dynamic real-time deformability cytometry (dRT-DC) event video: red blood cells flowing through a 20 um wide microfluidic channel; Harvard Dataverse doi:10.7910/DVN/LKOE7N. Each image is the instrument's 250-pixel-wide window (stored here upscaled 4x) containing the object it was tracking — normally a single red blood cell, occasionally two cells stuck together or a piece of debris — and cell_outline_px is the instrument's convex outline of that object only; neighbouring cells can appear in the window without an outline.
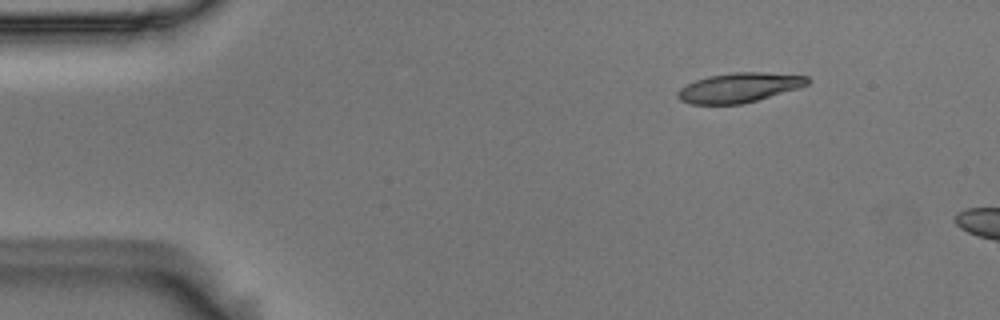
{"species": "Egyptian fruit bat (a non-hibernating species)", "species_latin": "Rousettus aegyptiacus", "temperature_condition": "room temperature", "stored_images_in_passage": 3, "camera_frame_rate_fps": 3000, "um_per_image_px": 0.085, "animal": {"sex": "male"}, "frame": {"image": 1, "passage_image": 1, "time_ms": 0.0, "image_size_px": [1000, 320], "cell_outline_px": [[812, 80], [808, 84], [796, 88], [756, 100], [740, 104], [692, 104], [680, 100], [676, 96], [676, 92], [680, 88], [696, 80], [708, 76], [732, 72], [760, 72], [808, 76]], "centroid_in_image_um": [62.79, 7.44], "position_along_channel_um": 22.2, "area_um2": 22.14}}